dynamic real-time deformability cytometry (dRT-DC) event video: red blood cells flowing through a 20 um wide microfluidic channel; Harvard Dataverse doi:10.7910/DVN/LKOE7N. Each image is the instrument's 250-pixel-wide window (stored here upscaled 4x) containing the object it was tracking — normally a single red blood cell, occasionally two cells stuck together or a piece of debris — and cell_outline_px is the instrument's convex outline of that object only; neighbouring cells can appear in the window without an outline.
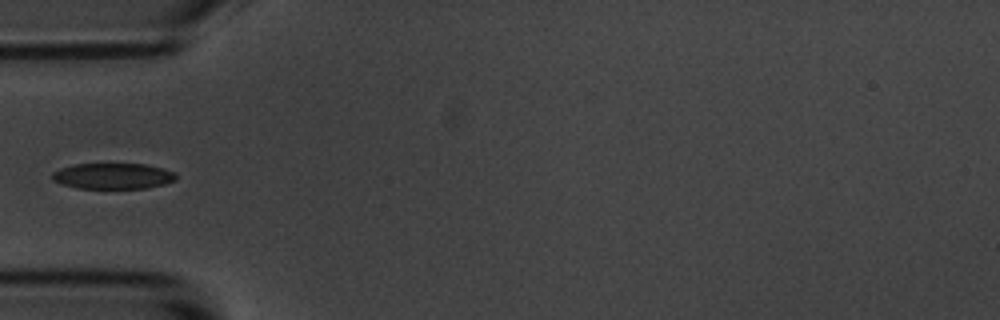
{"species": "common noctule bat (a hibernating species)", "species_latin": "Nyctalus noctula", "temperature_condition": "room temperature", "stored_images_in_passage": 10, "segment_of_instrument_passage": [1, 2], "camera_frame_rate_fps": 3000, "um_per_image_px": 0.085, "animal": {"sex": "male", "body_mass_g": 20.1, "forearm_length_mm": 53.5}, "frame": {"image": 1, "passage_image": 5, "time_ms": 5.667, "image_size_px": [1000, 320], "cell_outline_px": [[176, 180], [164, 184], [148, 188], [76, 188], [60, 184], [52, 180], [52, 172], [60, 168], [76, 164], [148, 164], [164, 168], [176, 172]], "centroid_in_image_um": [9.62, 14.96], "position_along_channel_um": 75.4, "area_um2": 18.84}}
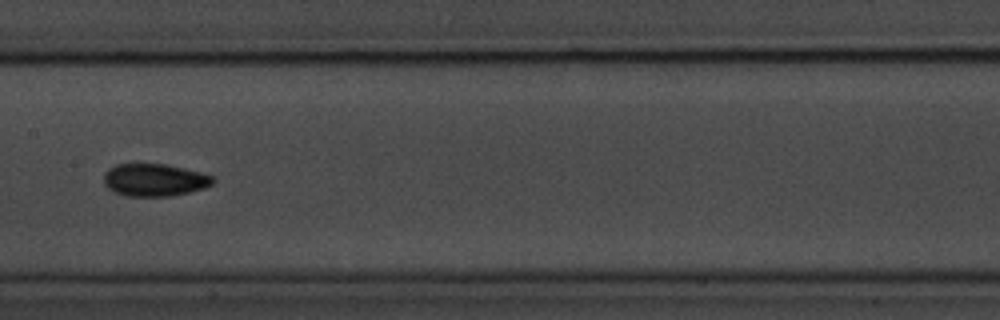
{"frame": {"image": 2, "passage_image": 8, "time_ms": 9.0, "image_size_px": [1000, 320], "cell_outline_px": [[216, 180], [212, 184], [204, 188], [188, 192], [168, 196], [128, 196], [116, 192], [108, 188], [104, 184], [104, 172], [108, 168], [116, 164], [168, 164], [200, 172], [212, 176]], "centroid_in_image_um": [13.12, 15.28], "position_along_channel_um": 194.3, "area_um2": 20.63}}
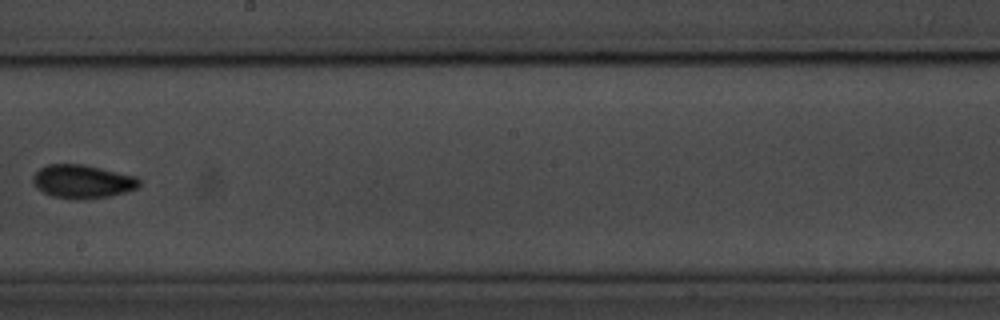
{"frame": {"image": 3, "passage_image": 9, "time_ms": 10.333, "image_size_px": [1000, 320], "cell_outline_px": [[140, 188], [128, 192], [108, 196], [84, 200], [80, 200], [52, 196], [36, 188], [32, 180], [32, 176], [40, 168], [48, 164], [84, 164], [136, 176], [140, 180]], "centroid_in_image_um": [7.04, 15.43], "position_along_channel_um": 241.2, "area_um2": 20.98}}